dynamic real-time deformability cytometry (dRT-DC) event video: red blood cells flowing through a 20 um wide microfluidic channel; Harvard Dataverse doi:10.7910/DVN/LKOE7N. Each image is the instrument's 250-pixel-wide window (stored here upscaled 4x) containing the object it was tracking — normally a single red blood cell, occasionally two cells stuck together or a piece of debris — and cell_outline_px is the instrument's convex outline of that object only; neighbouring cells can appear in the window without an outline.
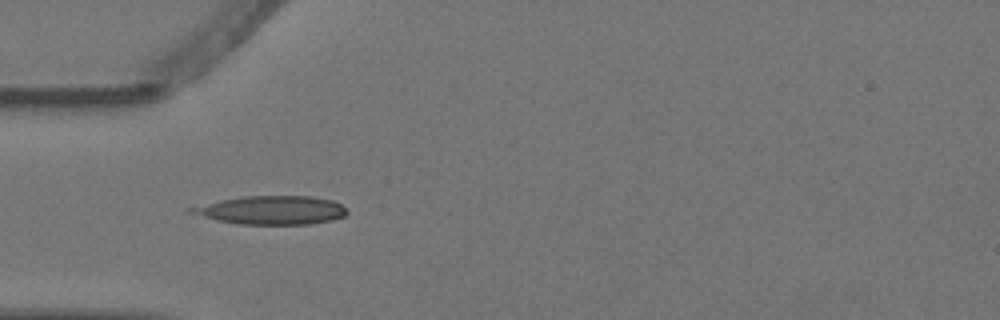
{"species": "Egyptian fruit bat (a non-hibernating species)", "species_latin": "Rousettus aegyptiacus", "temperature_condition": "warm", "stored_images_in_passage": 3, "camera_frame_rate_fps": 3000, "um_per_image_px": 0.085, "animal": {"sex": "female"}, "frame": {"image": 1, "passage_image": 3, "time_ms": 0.667, "image_size_px": [1000, 320], "cell_outline_px": [[348, 212], [344, 216], [332, 220], [308, 224], [240, 224], [216, 220], [188, 212], [184, 208], [220, 200], [244, 196], [308, 196], [332, 200], [340, 204]], "centroid_in_image_um": [23.03, 17.86], "position_along_channel_um": 62.0, "area_um2": 25.84}}